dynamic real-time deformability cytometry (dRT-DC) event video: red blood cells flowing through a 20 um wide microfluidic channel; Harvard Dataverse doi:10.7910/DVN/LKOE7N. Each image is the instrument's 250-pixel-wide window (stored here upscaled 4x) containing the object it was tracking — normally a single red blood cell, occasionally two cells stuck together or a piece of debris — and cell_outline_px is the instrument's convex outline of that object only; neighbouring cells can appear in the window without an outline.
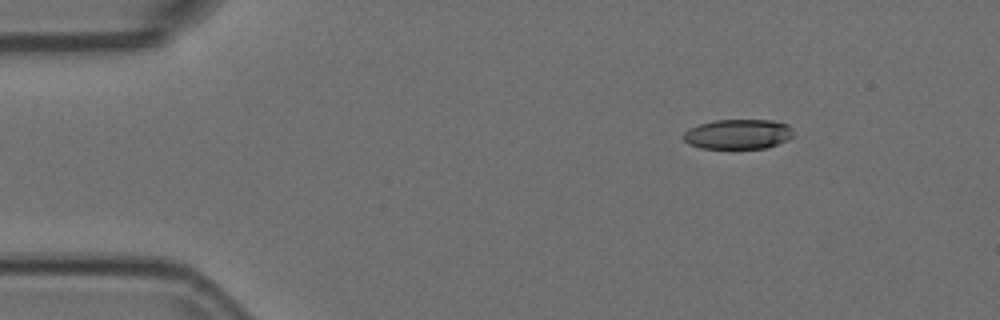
{"species": "Egyptian fruit bat (a non-hibernating species)", "species_latin": "Rousettus aegyptiacus", "temperature_condition": "room temperature", "stored_images_in_passage": 4, "camera_frame_rate_fps": 3000, "um_per_image_px": 0.085, "animal": {"sex": "female"}, "frame": {"image": 1, "passage_image": 1, "time_ms": 0.0, "image_size_px": [1000, 320], "cell_outline_px": [[792, 136], [788, 140], [768, 148], [700, 148], [688, 144], [680, 136], [688, 128], [700, 124], [716, 120], [772, 120], [788, 124], [792, 128]], "centroid_in_image_um": [62.72, 11.4], "position_along_channel_um": 22.3, "area_um2": 19.31}}
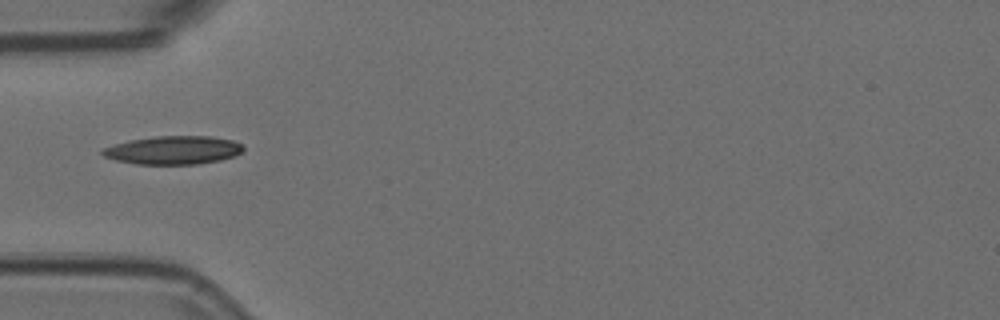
{"frame": {"image": 2, "passage_image": 4, "time_ms": 1.0, "image_size_px": [1000, 320], "cell_outline_px": [[244, 152], [236, 156], [220, 160], [196, 164], [136, 164], [116, 160], [104, 156], [100, 152], [104, 148], [128, 140], [156, 136], [212, 136], [232, 140], [244, 144]], "centroid_in_image_um": [14.79, 12.76], "position_along_channel_um": 70.2, "area_um2": 23.41}}